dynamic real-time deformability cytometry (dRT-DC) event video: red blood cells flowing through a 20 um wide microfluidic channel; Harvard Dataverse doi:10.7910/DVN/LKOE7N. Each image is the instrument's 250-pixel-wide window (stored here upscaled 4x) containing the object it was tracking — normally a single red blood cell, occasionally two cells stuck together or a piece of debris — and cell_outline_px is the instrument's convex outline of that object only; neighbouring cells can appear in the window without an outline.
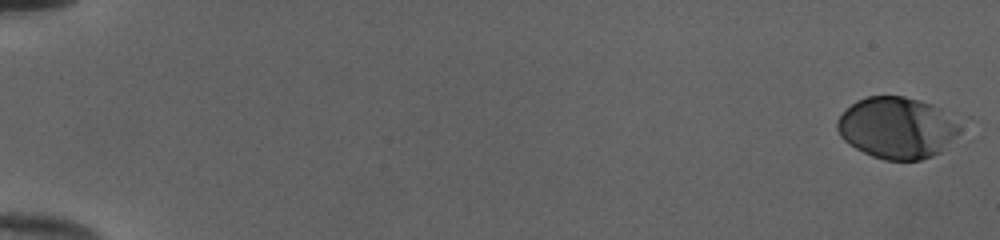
{"species": "human", "species_latin": "Homo sapiens", "temperature_condition": "cold", "stored_images_in_passage": 53, "camera_frame_rate_fps": 3000, "um_per_image_px": 0.085, "donor": {"sex": "female"}, "frame": {"image": 1, "passage_image": 1, "time_ms": 0.0, "image_size_px": [1000, 240], "cell_outline_px": [[972, 116], [940, 152], [932, 156], [920, 160], [884, 160], [872, 156], [856, 148], [844, 140], [840, 136], [836, 128], [836, 120], [856, 100], [868, 96], [904, 96], [920, 100]], "centroid_in_image_um": [76.42, 10.81], "position_along_channel_um": 8.6, "area_um2": 45.49}}
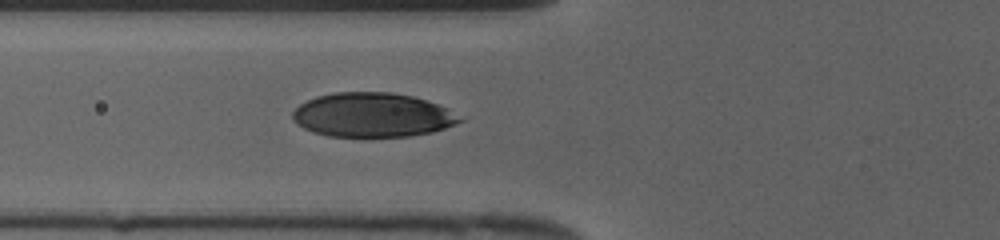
{"frame": {"image": 2, "passage_image": 22, "time_ms": 7.0, "image_size_px": [1000, 240], "cell_outline_px": [[464, 120], [456, 124], [432, 132], [412, 136], [328, 136], [312, 132], [304, 128], [292, 120], [292, 112], [300, 104], [316, 96], [332, 92], [392, 92], [412, 96], [448, 108]], "centroid_in_image_um": [31.64, 9.77], "position_along_channel_um": 94.2, "area_um2": 43.06}}
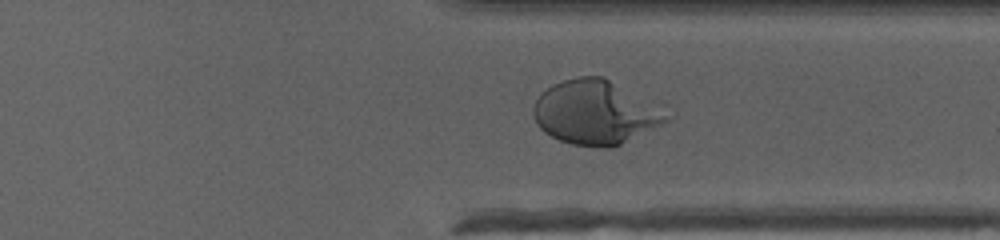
{"frame": {"image": 3, "passage_image": 42, "time_ms": 13.667, "image_size_px": [1000, 240], "cell_outline_px": [[668, 120], [612, 148], [604, 148], [572, 144], [560, 140], [544, 132], [536, 124], [532, 112], [532, 108], [536, 100], [552, 84], [576, 76], [604, 76], [668, 104]], "centroid_in_image_um": [50.71, 9.5], "position_along_channel_um": 360.7, "area_um2": 50.86}, "authors_computed_cell_mechanics": {"area_um2": 44.7372, "velocity_mm_per_s": 3.9888, "shape_relaxation_time_tau1_ms": 3.2564, "shape_relaxation_time_tau2_ms": null, "deformation_change_tau1": 0.1736, "deformation_change_tau2": null}}